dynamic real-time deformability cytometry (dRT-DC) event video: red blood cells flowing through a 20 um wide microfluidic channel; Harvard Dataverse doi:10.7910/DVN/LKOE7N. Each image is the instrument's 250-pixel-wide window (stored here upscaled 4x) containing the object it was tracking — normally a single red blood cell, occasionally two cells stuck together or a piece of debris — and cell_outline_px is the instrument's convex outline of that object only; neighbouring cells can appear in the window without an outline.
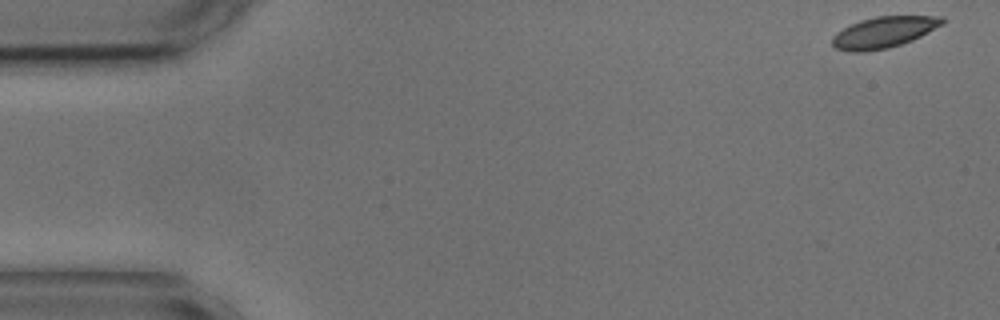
{"species": "common noctule bat (a hibernating species)", "species_latin": "Nyctalus noctula", "temperature_condition": "cold", "stored_images_in_passage": 15, "camera_frame_rate_fps": 3000, "um_per_image_px": 0.085, "animal": {"sex": "male", "body_mass_g": 17.9, "forearm_length_mm": 54.2}, "frame": {"image": 1, "passage_image": 1, "time_ms": 0.0, "image_size_px": [1000, 320], "cell_outline_px": [[944, 24], [912, 40], [888, 48], [864, 52], [848, 52], [836, 48], [832, 44], [832, 36], [836, 32], [860, 20], [876, 16], [944, 16]], "centroid_in_image_um": [75.11, 2.74], "position_along_channel_um": 9.9, "area_um2": 19.94}}
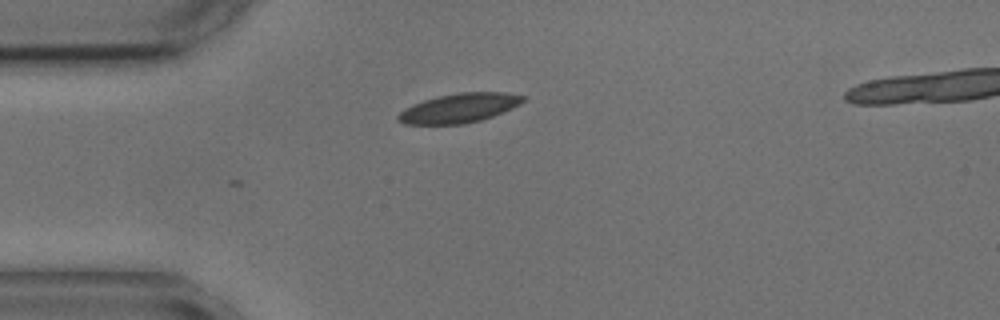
{"frame": {"image": 2, "passage_image": 13, "time_ms": 4.0, "image_size_px": [1000, 320], "cell_outline_px": [[528, 96], [520, 104], [512, 108], [492, 116], [480, 120], [464, 124], [404, 124], [396, 116], [404, 108], [412, 104], [424, 100], [440, 96], [460, 92], [504, 92]], "centroid_in_image_um": [39.05, 9.18], "position_along_channel_um": 46.0, "area_um2": 21.21}}